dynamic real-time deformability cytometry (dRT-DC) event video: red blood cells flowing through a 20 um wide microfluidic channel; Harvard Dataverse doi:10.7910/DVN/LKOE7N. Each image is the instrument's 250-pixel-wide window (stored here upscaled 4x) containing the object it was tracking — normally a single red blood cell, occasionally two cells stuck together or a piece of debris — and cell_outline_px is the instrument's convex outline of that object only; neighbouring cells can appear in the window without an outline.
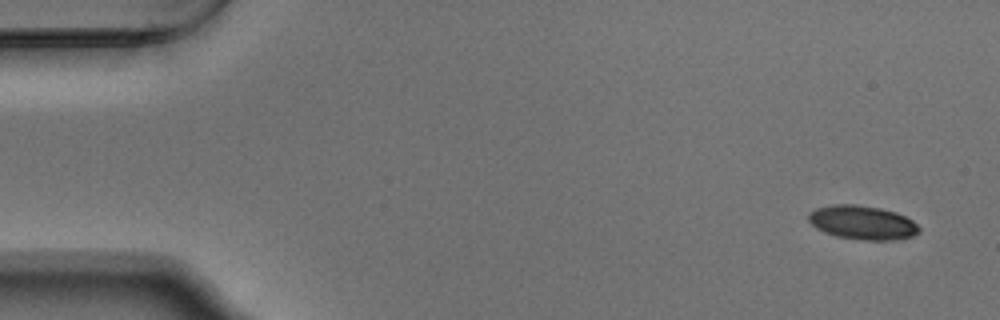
{"species": "Egyptian fruit bat (a non-hibernating species)", "species_latin": "Rousettus aegyptiacus", "temperature_condition": "warm", "stored_images_in_passage": 52, "camera_frame_rate_fps": 3000, "um_per_image_px": 0.085, "animal": {"sex": "male"}, "frame": {"image": 1, "passage_image": 1, "time_ms": 0.0, "image_size_px": [1000, 320], "cell_outline_px": [[920, 232], [912, 236], [892, 240], [856, 240], [836, 236], [824, 232], [816, 228], [808, 220], [808, 212], [816, 208], [832, 204], [856, 204], [880, 208], [896, 212], [912, 220], [920, 228]], "centroid_in_image_um": [73.28, 18.91], "position_along_channel_um": 11.7, "area_um2": 22.02}}
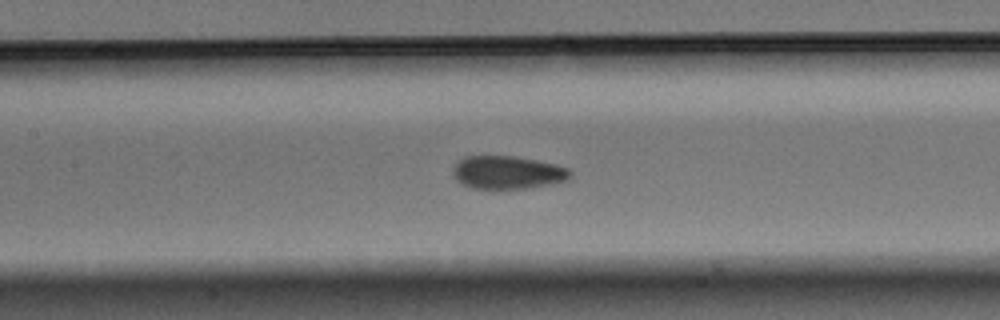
{"frame": {"image": 2, "passage_image": 23, "time_ms": 7.333, "image_size_px": [1000, 320], "cell_outline_px": [[572, 176], [568, 180], [552, 184], [524, 188], [472, 188], [460, 184], [452, 176], [452, 168], [456, 160], [464, 156], [516, 156], [556, 164], [568, 168], [572, 172]], "centroid_in_image_um": [43.11, 14.65], "position_along_channel_um": 164.3, "area_um2": 22.95}}
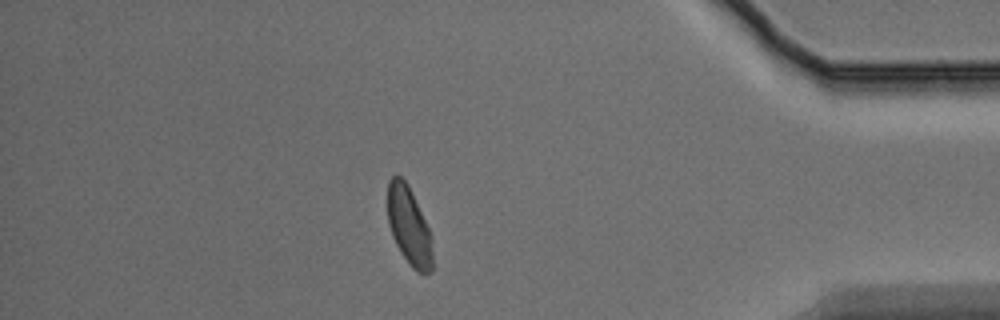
{"frame": {"image": 3, "passage_image": 45, "time_ms": 14.667, "image_size_px": [1000, 320], "cell_outline_px": [[432, 272], [416, 272], [412, 268], [400, 252], [392, 236], [388, 224], [388, 180], [396, 172], [408, 184], [432, 236]], "centroid_in_image_um": [34.75, 19.2], "position_along_channel_um": 400.4, "area_um2": 20.52}, "authors_computed_cell_mechanics": {"area_um2": 22.0796, "velocity_mm_per_s": 3.7361, "shape_relaxation_time_tau1_ms": 5.1423, "shape_relaxation_time_tau2_ms": 1.2099, "deformation_change_tau1": 0.1134, "deformation_change_tau2": 0.0611}}